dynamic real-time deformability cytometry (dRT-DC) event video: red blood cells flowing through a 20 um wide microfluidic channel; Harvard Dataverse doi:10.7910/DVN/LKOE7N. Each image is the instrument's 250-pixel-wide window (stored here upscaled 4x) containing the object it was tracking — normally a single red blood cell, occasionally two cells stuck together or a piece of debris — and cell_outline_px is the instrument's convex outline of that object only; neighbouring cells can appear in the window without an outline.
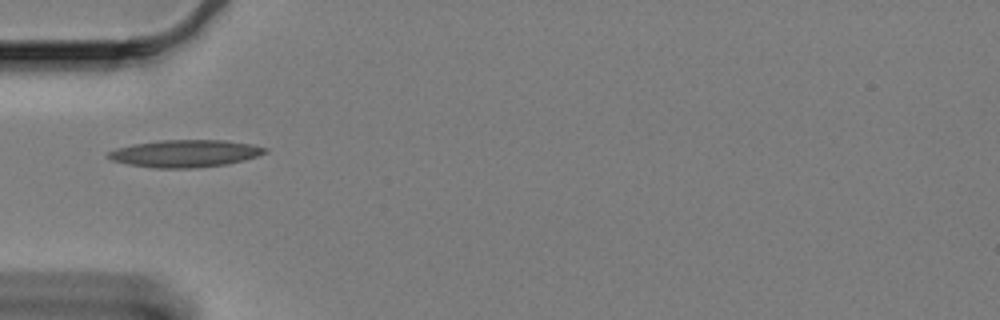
{"species": "Egyptian fruit bat (a non-hibernating species)", "species_latin": "Rousettus aegyptiacus", "temperature_condition": "cold", "stored_images_in_passage": 14, "camera_frame_rate_fps": 3000, "um_per_image_px": 0.085, "animal": {"sex": "female"}, "frame": {"image": 1, "passage_image": 1, "time_ms": 0.0, "image_size_px": [1000, 320], "cell_outline_px": [[268, 152], [256, 156], [224, 164], [192, 168], [152, 168], [128, 164], [112, 160], [104, 156], [108, 152], [116, 148], [132, 144], [160, 140], [228, 140], [252, 144], [268, 148]], "centroid_in_image_um": [15.69, 13.03], "position_along_channel_um": 69.3, "area_um2": 24.91}}
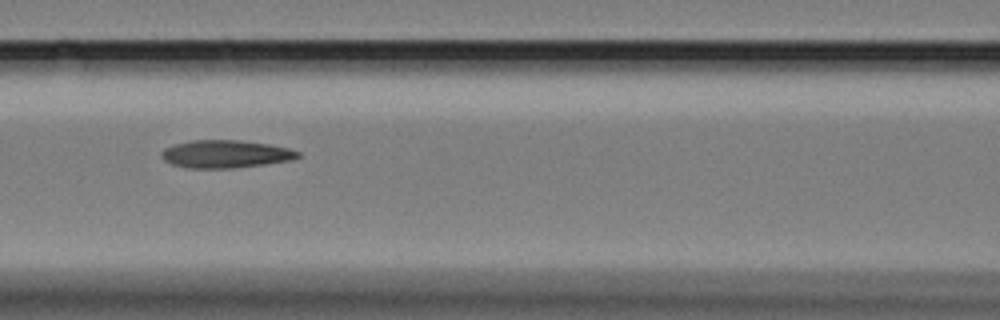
{"frame": {"image": 2, "passage_image": 8, "time_ms": 2.333, "image_size_px": [1000, 320], "cell_outline_px": [[300, 156], [288, 160], [264, 164], [232, 168], [188, 168], [172, 164], [164, 160], [160, 156], [160, 152], [164, 148], [176, 144], [192, 140], [240, 140], [268, 144], [288, 148], [300, 152]], "centroid_in_image_um": [19.12, 13.09], "position_along_channel_um": 147.5, "area_um2": 21.91}}
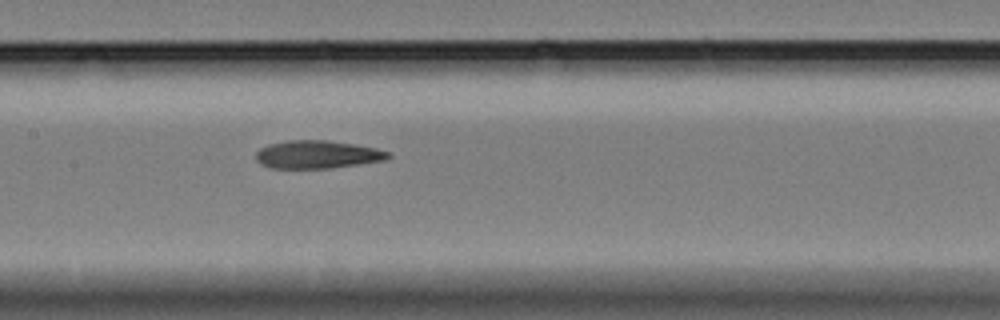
{"frame": {"image": 3, "passage_image": 11, "time_ms": 3.333, "image_size_px": [1000, 320], "cell_outline_px": [[392, 156], [388, 160], [328, 168], [272, 168], [260, 164], [256, 160], [256, 152], [260, 148], [268, 144], [288, 140], [328, 140], [376, 148], [388, 152]], "centroid_in_image_um": [26.96, 13.13], "position_along_channel_um": 180.4, "area_um2": 21.56}}